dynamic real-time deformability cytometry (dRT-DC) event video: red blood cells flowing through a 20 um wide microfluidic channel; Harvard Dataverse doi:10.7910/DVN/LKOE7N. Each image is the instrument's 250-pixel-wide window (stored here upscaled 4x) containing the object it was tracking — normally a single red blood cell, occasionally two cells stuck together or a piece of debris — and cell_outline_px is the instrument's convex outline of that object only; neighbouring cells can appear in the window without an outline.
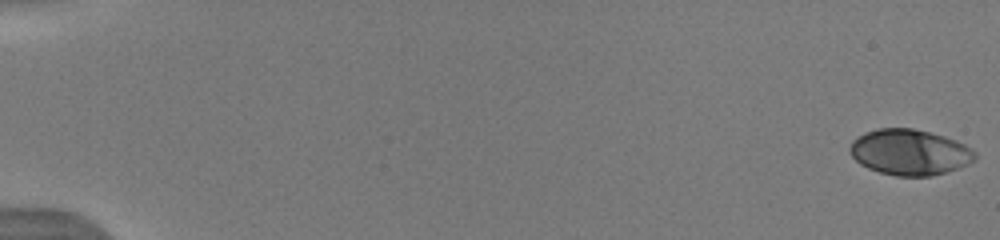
{"species": "human", "species_latin": "Homo sapiens", "temperature_condition": "warm", "stored_images_in_passage": 11, "camera_frame_rate_fps": 3000, "um_per_image_px": 0.085, "donor": {"sex": "male"}, "frame": {"image": 1, "passage_image": 1, "time_ms": 0.0, "image_size_px": [1000, 240], "cell_outline_px": [[976, 160], [968, 164], [948, 172], [932, 176], [896, 176], [880, 172], [868, 168], [860, 164], [848, 152], [848, 148], [852, 140], [856, 136], [864, 132], [876, 128], [912, 128], [944, 136], [956, 140], [972, 148], [976, 152]], "centroid_in_image_um": [77.31, 12.94], "position_along_channel_um": 7.7, "area_um2": 33.76}}
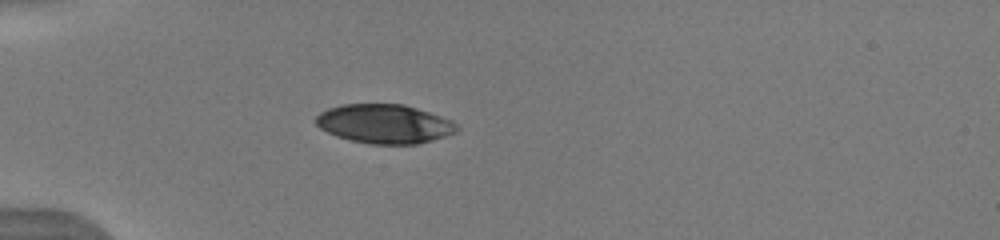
{"frame": {"image": 2, "passage_image": 9, "time_ms": 5.333, "image_size_px": [1000, 240], "cell_outline_px": [[460, 128], [456, 132], [432, 140], [416, 144], [372, 144], [348, 140], [336, 136], [320, 128], [316, 124], [316, 116], [320, 112], [328, 108], [344, 104], [404, 104], [452, 120]], "centroid_in_image_um": [32.67, 10.53], "position_along_channel_um": 52.3, "area_um2": 32.02}}